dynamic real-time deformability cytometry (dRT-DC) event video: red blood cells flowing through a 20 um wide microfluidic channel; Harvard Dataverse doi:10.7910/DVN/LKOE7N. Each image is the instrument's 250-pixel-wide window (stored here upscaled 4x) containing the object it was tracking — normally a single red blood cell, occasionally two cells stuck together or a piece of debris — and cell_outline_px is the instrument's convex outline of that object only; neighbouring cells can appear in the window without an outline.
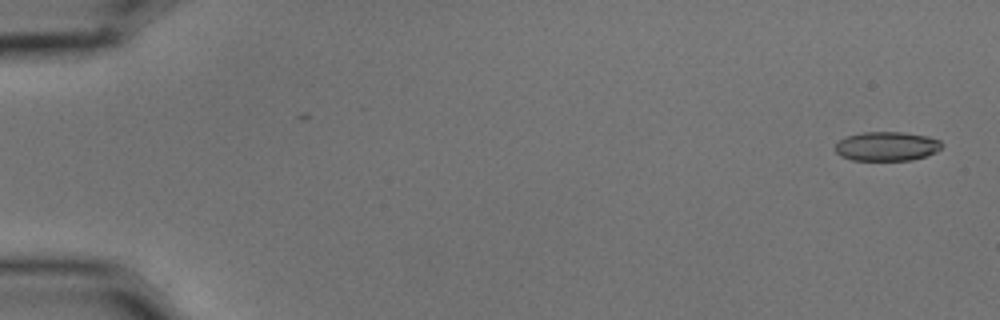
{"species": "common noctule bat (a hibernating species)", "species_latin": "Nyctalus noctula", "temperature_condition": "cold", "stored_images_in_passage": 2, "camera_frame_rate_fps": 3000, "um_per_image_px": 0.085, "animal": {"sex": "male", "body_mass_g": 15.6}, "frame": {"image": 1, "passage_image": 2, "time_ms": 0.333, "image_size_px": [1000, 320], "cell_outline_px": [[940, 148], [936, 152], [912, 160], [852, 160], [840, 156], [836, 152], [836, 144], [840, 140], [848, 136], [864, 132], [904, 132], [928, 136], [940, 140]], "centroid_in_image_um": [75.37, 12.43], "position_along_channel_um": 9.6, "area_um2": 17.98}}